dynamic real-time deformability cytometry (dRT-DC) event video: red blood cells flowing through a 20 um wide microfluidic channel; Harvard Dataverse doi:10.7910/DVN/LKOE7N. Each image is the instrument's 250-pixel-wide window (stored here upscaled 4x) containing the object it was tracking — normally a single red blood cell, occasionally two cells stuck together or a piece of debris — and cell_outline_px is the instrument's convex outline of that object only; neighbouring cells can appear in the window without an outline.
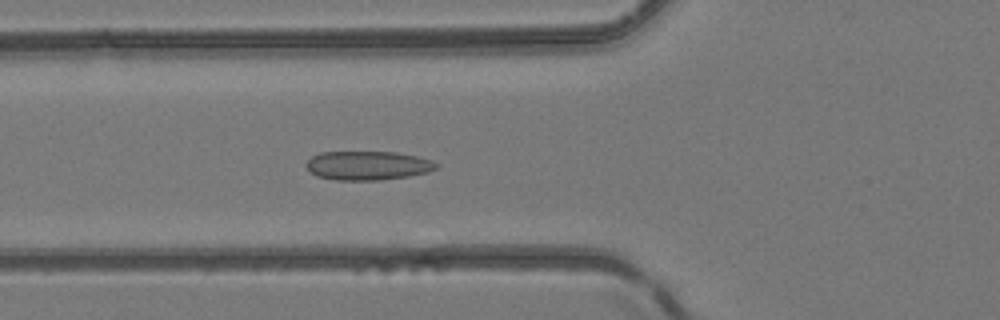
{"species": "common noctule bat (a hibernating species)", "species_latin": "Nyctalus noctula", "temperature_condition": "room temperature", "stored_images_in_passage": 50, "camera_frame_rate_fps": 3000, "um_per_image_px": 0.085, "animal": {"sex": "female", "body_mass_g": 24.6, "forearm_length_mm": 56.2}, "frame": {"image": 1, "passage_image": 19, "time_ms": 6.0, "image_size_px": [1000, 320], "cell_outline_px": [[440, 168], [428, 172], [408, 176], [380, 180], [336, 180], [316, 176], [304, 164], [312, 156], [320, 152], [396, 152], [416, 156], [432, 160], [440, 164]], "centroid_in_image_um": [31.29, 14.07], "position_along_channel_um": 94.5, "area_um2": 22.08}}
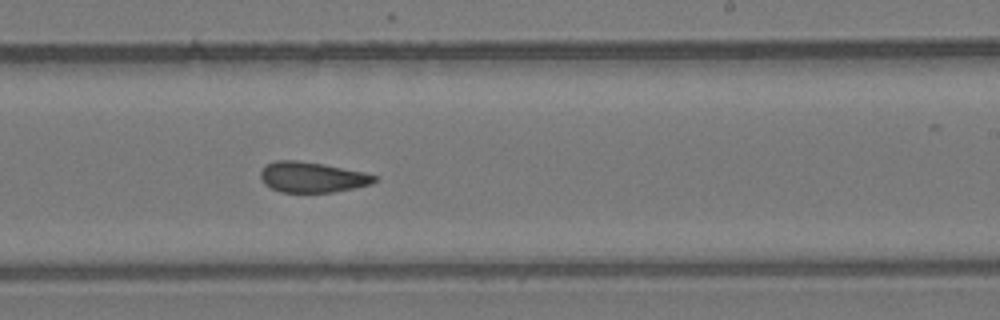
{"frame": {"image": 2, "passage_image": 31, "time_ms": 10.0, "image_size_px": [1000, 320], "cell_outline_px": [[376, 180], [372, 184], [332, 192], [280, 192], [264, 184], [260, 176], [260, 172], [268, 164], [276, 160], [296, 160], [324, 164], [364, 172], [376, 176]], "centroid_in_image_um": [26.52, 15.06], "position_along_channel_um": 262.5, "area_um2": 20.06}}
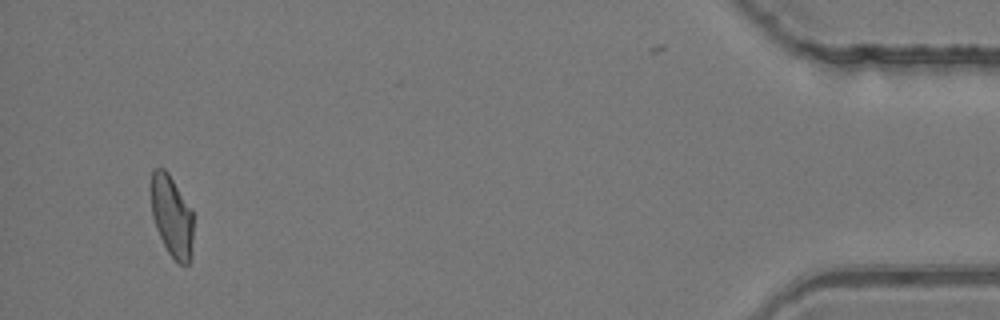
{"frame": {"image": 3, "passage_image": 48, "time_ms": 15.667, "image_size_px": [1000, 320], "cell_outline_px": [[192, 256], [188, 264], [180, 264], [168, 252], [156, 228], [152, 216], [152, 168], [164, 168], [168, 172], [192, 212]], "centroid_in_image_um": [14.6, 18.39], "position_along_channel_um": 420.6, "area_um2": 19.59}, "authors_computed_cell_mechanics": {"area_um2": 21.2415, "velocity_mm_per_s": 4.1822, "shape_relaxation_time_tau1_ms": null, "shape_relaxation_time_tau2_ms": 2.2584, "deformation_change_tau1": null, "deformation_change_tau2": 0.0849}}